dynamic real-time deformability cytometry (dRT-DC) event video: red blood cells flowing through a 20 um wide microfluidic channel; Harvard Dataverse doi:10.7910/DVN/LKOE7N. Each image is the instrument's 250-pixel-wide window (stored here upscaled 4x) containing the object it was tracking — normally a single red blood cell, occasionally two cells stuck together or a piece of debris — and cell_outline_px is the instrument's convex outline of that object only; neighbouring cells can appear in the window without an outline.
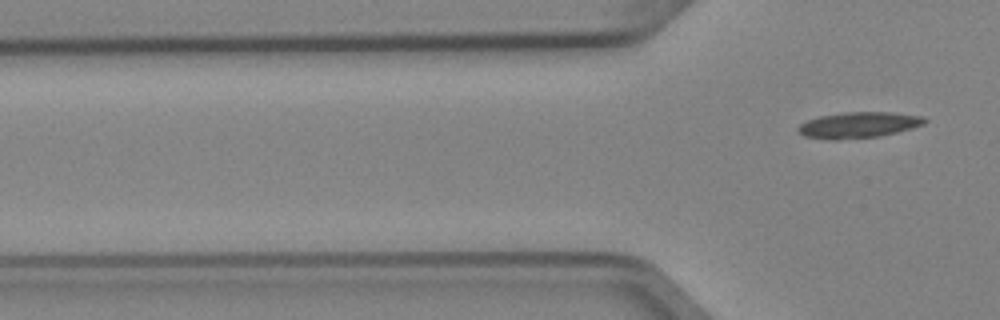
{"species": "Egyptian fruit bat (a non-hibernating species)", "species_latin": "Rousettus aegyptiacus", "temperature_condition": "cold", "stored_images_in_passage": 2, "camera_frame_rate_fps": 3000, "um_per_image_px": 0.085, "animal": {"sex": "female"}, "frame": {"image": 1, "passage_image": 2, "time_ms": 0.333, "image_size_px": [1000, 320], "cell_outline_px": [[928, 120], [924, 124], [912, 128], [896, 132], [876, 136], [836, 140], [832, 140], [804, 136], [796, 128], [800, 124], [816, 116], [844, 112], [892, 112], [924, 116]], "centroid_in_image_um": [72.97, 10.61], "position_along_channel_um": 52.8, "area_um2": 19.13}}